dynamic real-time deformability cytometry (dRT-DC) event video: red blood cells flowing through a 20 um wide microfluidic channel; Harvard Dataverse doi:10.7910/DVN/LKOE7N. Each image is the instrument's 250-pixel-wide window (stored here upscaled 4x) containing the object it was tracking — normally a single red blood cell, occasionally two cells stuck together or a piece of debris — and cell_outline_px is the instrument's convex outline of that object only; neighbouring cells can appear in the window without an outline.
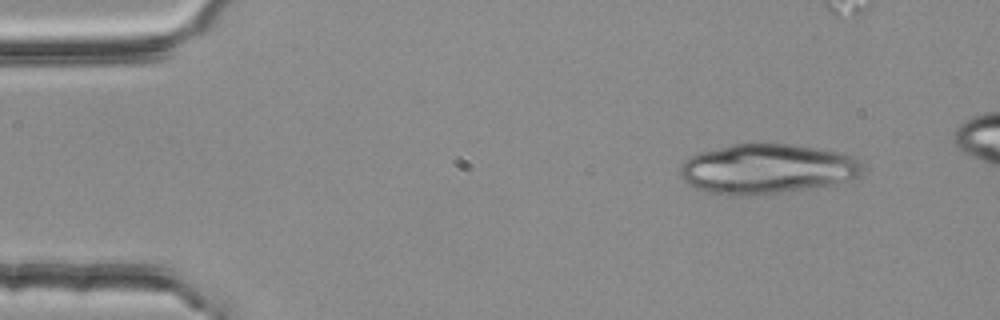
{"species": "common noctule bat (a hibernating species)", "species_latin": "Nyctalus noctula", "temperature_condition": "room temperature", "stored_images_in_passage": 4, "camera_frame_rate_fps": 3000, "um_per_image_px": 0.085, "animal": {"sex": "female", "body_mass_g": 25.1}, "frame": {"image": 1, "passage_image": 1, "time_ms": 0.0, "image_size_px": [1000, 320], "cell_outline_px": [[864, 172], [860, 176], [836, 188], [756, 196], [724, 196], [704, 192], [696, 188], [684, 180], [680, 176], [680, 168], [684, 160], [700, 152], [732, 144], [792, 144], [840, 152], [856, 156], [864, 160]], "centroid_in_image_um": [65.36, 14.41], "position_along_channel_um": 19.6, "area_um2": 55.31}}